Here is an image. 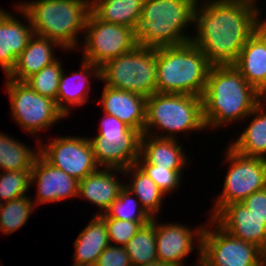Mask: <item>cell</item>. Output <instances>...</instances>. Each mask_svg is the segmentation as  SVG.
<instances>
[{
  "instance_id": "obj_1",
  "label": "cell",
  "mask_w": 266,
  "mask_h": 266,
  "mask_svg": "<svg viewBox=\"0 0 266 266\" xmlns=\"http://www.w3.org/2000/svg\"><path fill=\"white\" fill-rule=\"evenodd\" d=\"M256 0H204L194 11L191 41L214 65H233L255 33L260 17Z\"/></svg>"
},
{
  "instance_id": "obj_2",
  "label": "cell",
  "mask_w": 266,
  "mask_h": 266,
  "mask_svg": "<svg viewBox=\"0 0 266 266\" xmlns=\"http://www.w3.org/2000/svg\"><path fill=\"white\" fill-rule=\"evenodd\" d=\"M264 98L234 65L211 66L202 95L206 129L246 120Z\"/></svg>"
},
{
  "instance_id": "obj_3",
  "label": "cell",
  "mask_w": 266,
  "mask_h": 266,
  "mask_svg": "<svg viewBox=\"0 0 266 266\" xmlns=\"http://www.w3.org/2000/svg\"><path fill=\"white\" fill-rule=\"evenodd\" d=\"M19 6L35 35L55 40L65 51L79 48V32L84 34L91 0H32Z\"/></svg>"
},
{
  "instance_id": "obj_4",
  "label": "cell",
  "mask_w": 266,
  "mask_h": 266,
  "mask_svg": "<svg viewBox=\"0 0 266 266\" xmlns=\"http://www.w3.org/2000/svg\"><path fill=\"white\" fill-rule=\"evenodd\" d=\"M197 2L198 0H144L136 30L137 44L159 48L191 41L192 36L184 31L194 22Z\"/></svg>"
},
{
  "instance_id": "obj_5",
  "label": "cell",
  "mask_w": 266,
  "mask_h": 266,
  "mask_svg": "<svg viewBox=\"0 0 266 266\" xmlns=\"http://www.w3.org/2000/svg\"><path fill=\"white\" fill-rule=\"evenodd\" d=\"M212 65L192 42L158 48L157 93L202 97Z\"/></svg>"
},
{
  "instance_id": "obj_6",
  "label": "cell",
  "mask_w": 266,
  "mask_h": 266,
  "mask_svg": "<svg viewBox=\"0 0 266 266\" xmlns=\"http://www.w3.org/2000/svg\"><path fill=\"white\" fill-rule=\"evenodd\" d=\"M154 128L163 132L159 134L157 132V136L154 134ZM205 128L202 97L156 92L146 98L143 134L157 138L176 139L177 133L184 131L190 133L191 130L202 131ZM163 133L165 134L163 135Z\"/></svg>"
},
{
  "instance_id": "obj_7",
  "label": "cell",
  "mask_w": 266,
  "mask_h": 266,
  "mask_svg": "<svg viewBox=\"0 0 266 266\" xmlns=\"http://www.w3.org/2000/svg\"><path fill=\"white\" fill-rule=\"evenodd\" d=\"M157 76L158 48L137 45L100 67V80L106 86L138 93L146 98L157 92Z\"/></svg>"
},
{
  "instance_id": "obj_8",
  "label": "cell",
  "mask_w": 266,
  "mask_h": 266,
  "mask_svg": "<svg viewBox=\"0 0 266 266\" xmlns=\"http://www.w3.org/2000/svg\"><path fill=\"white\" fill-rule=\"evenodd\" d=\"M201 237V262L204 266H264L266 254L253 243L233 237L211 218ZM215 225L214 229H210Z\"/></svg>"
},
{
  "instance_id": "obj_9",
  "label": "cell",
  "mask_w": 266,
  "mask_h": 266,
  "mask_svg": "<svg viewBox=\"0 0 266 266\" xmlns=\"http://www.w3.org/2000/svg\"><path fill=\"white\" fill-rule=\"evenodd\" d=\"M6 80L12 118L30 135L51 129L57 121L66 118L51 98L38 94L24 81H16L7 76Z\"/></svg>"
},
{
  "instance_id": "obj_10",
  "label": "cell",
  "mask_w": 266,
  "mask_h": 266,
  "mask_svg": "<svg viewBox=\"0 0 266 266\" xmlns=\"http://www.w3.org/2000/svg\"><path fill=\"white\" fill-rule=\"evenodd\" d=\"M225 154L230 166L225 176L224 191L214 201L210 218L225 205L242 202L254 192L266 188V159L241 155L230 146Z\"/></svg>"
},
{
  "instance_id": "obj_11",
  "label": "cell",
  "mask_w": 266,
  "mask_h": 266,
  "mask_svg": "<svg viewBox=\"0 0 266 266\" xmlns=\"http://www.w3.org/2000/svg\"><path fill=\"white\" fill-rule=\"evenodd\" d=\"M84 33L82 59L100 67L138 45L134 29L101 21L92 12L88 16Z\"/></svg>"
},
{
  "instance_id": "obj_12",
  "label": "cell",
  "mask_w": 266,
  "mask_h": 266,
  "mask_svg": "<svg viewBox=\"0 0 266 266\" xmlns=\"http://www.w3.org/2000/svg\"><path fill=\"white\" fill-rule=\"evenodd\" d=\"M39 144V154L53 167L80 181L100 167L94 158L89 138L65 136L52 138L50 143ZM44 144V146H43Z\"/></svg>"
},
{
  "instance_id": "obj_13",
  "label": "cell",
  "mask_w": 266,
  "mask_h": 266,
  "mask_svg": "<svg viewBox=\"0 0 266 266\" xmlns=\"http://www.w3.org/2000/svg\"><path fill=\"white\" fill-rule=\"evenodd\" d=\"M156 219L155 217L158 261L172 266H184L183 261L194 250L193 241L196 239L195 242L198 245L196 249H199L198 254H201V237L204 225L192 230V228L179 223H157Z\"/></svg>"
},
{
  "instance_id": "obj_14",
  "label": "cell",
  "mask_w": 266,
  "mask_h": 266,
  "mask_svg": "<svg viewBox=\"0 0 266 266\" xmlns=\"http://www.w3.org/2000/svg\"><path fill=\"white\" fill-rule=\"evenodd\" d=\"M141 136L139 131L131 129L127 134L89 137L97 165L124 170L136 164L140 157Z\"/></svg>"
},
{
  "instance_id": "obj_15",
  "label": "cell",
  "mask_w": 266,
  "mask_h": 266,
  "mask_svg": "<svg viewBox=\"0 0 266 266\" xmlns=\"http://www.w3.org/2000/svg\"><path fill=\"white\" fill-rule=\"evenodd\" d=\"M211 219L233 237L253 243L266 254V223L243 202L225 205Z\"/></svg>"
},
{
  "instance_id": "obj_16",
  "label": "cell",
  "mask_w": 266,
  "mask_h": 266,
  "mask_svg": "<svg viewBox=\"0 0 266 266\" xmlns=\"http://www.w3.org/2000/svg\"><path fill=\"white\" fill-rule=\"evenodd\" d=\"M37 184V200L34 205L60 202L78 196L79 181L64 171L53 167L40 154L36 157L31 170V184Z\"/></svg>"
},
{
  "instance_id": "obj_17",
  "label": "cell",
  "mask_w": 266,
  "mask_h": 266,
  "mask_svg": "<svg viewBox=\"0 0 266 266\" xmlns=\"http://www.w3.org/2000/svg\"><path fill=\"white\" fill-rule=\"evenodd\" d=\"M16 9L25 17L24 25L7 11L0 13V66L8 76L16 65L17 58L26 48L34 32L27 13L19 6Z\"/></svg>"
},
{
  "instance_id": "obj_18",
  "label": "cell",
  "mask_w": 266,
  "mask_h": 266,
  "mask_svg": "<svg viewBox=\"0 0 266 266\" xmlns=\"http://www.w3.org/2000/svg\"><path fill=\"white\" fill-rule=\"evenodd\" d=\"M102 99L98 102L104 114L115 116L129 128L144 133L146 97L104 85Z\"/></svg>"
},
{
  "instance_id": "obj_19",
  "label": "cell",
  "mask_w": 266,
  "mask_h": 266,
  "mask_svg": "<svg viewBox=\"0 0 266 266\" xmlns=\"http://www.w3.org/2000/svg\"><path fill=\"white\" fill-rule=\"evenodd\" d=\"M117 172L123 174L121 169L103 167L79 181L78 197L82 196L100 208L97 215L104 214L110 208L125 186L117 178Z\"/></svg>"
},
{
  "instance_id": "obj_20",
  "label": "cell",
  "mask_w": 266,
  "mask_h": 266,
  "mask_svg": "<svg viewBox=\"0 0 266 266\" xmlns=\"http://www.w3.org/2000/svg\"><path fill=\"white\" fill-rule=\"evenodd\" d=\"M81 64L80 73L79 71H74L73 75H69V77L66 76V73L64 74L62 70L59 77L57 99L55 102L58 109L66 117H68L71 107H79L87 102V98H89L88 93L91 90V85L88 82L90 80L89 77L93 76L95 79L98 78V80H100V66L92 64L84 59Z\"/></svg>"
},
{
  "instance_id": "obj_21",
  "label": "cell",
  "mask_w": 266,
  "mask_h": 266,
  "mask_svg": "<svg viewBox=\"0 0 266 266\" xmlns=\"http://www.w3.org/2000/svg\"><path fill=\"white\" fill-rule=\"evenodd\" d=\"M233 65L266 98V40L257 31L246 41Z\"/></svg>"
},
{
  "instance_id": "obj_22",
  "label": "cell",
  "mask_w": 266,
  "mask_h": 266,
  "mask_svg": "<svg viewBox=\"0 0 266 266\" xmlns=\"http://www.w3.org/2000/svg\"><path fill=\"white\" fill-rule=\"evenodd\" d=\"M56 47L65 50L55 40L33 34L26 48L17 58L14 69L7 77L16 81H25L32 74L57 60L53 54Z\"/></svg>"
},
{
  "instance_id": "obj_23",
  "label": "cell",
  "mask_w": 266,
  "mask_h": 266,
  "mask_svg": "<svg viewBox=\"0 0 266 266\" xmlns=\"http://www.w3.org/2000/svg\"><path fill=\"white\" fill-rule=\"evenodd\" d=\"M176 139L157 138L143 134L140 140V157L150 165L182 170L187 165V156Z\"/></svg>"
},
{
  "instance_id": "obj_24",
  "label": "cell",
  "mask_w": 266,
  "mask_h": 266,
  "mask_svg": "<svg viewBox=\"0 0 266 266\" xmlns=\"http://www.w3.org/2000/svg\"><path fill=\"white\" fill-rule=\"evenodd\" d=\"M110 245L104 218L94 215L90 223L79 233L74 242L75 264L95 265L99 255Z\"/></svg>"
},
{
  "instance_id": "obj_25",
  "label": "cell",
  "mask_w": 266,
  "mask_h": 266,
  "mask_svg": "<svg viewBox=\"0 0 266 266\" xmlns=\"http://www.w3.org/2000/svg\"><path fill=\"white\" fill-rule=\"evenodd\" d=\"M266 98L247 116L254 117L249 125L230 145L241 155L266 159Z\"/></svg>"
},
{
  "instance_id": "obj_26",
  "label": "cell",
  "mask_w": 266,
  "mask_h": 266,
  "mask_svg": "<svg viewBox=\"0 0 266 266\" xmlns=\"http://www.w3.org/2000/svg\"><path fill=\"white\" fill-rule=\"evenodd\" d=\"M144 0H91V12L101 21L137 30Z\"/></svg>"
},
{
  "instance_id": "obj_27",
  "label": "cell",
  "mask_w": 266,
  "mask_h": 266,
  "mask_svg": "<svg viewBox=\"0 0 266 266\" xmlns=\"http://www.w3.org/2000/svg\"><path fill=\"white\" fill-rule=\"evenodd\" d=\"M123 174H131L129 176L131 181L126 183L125 187L137 197L141 206L152 218L157 217L156 213L162 207L161 203L166 194L137 164L124 169Z\"/></svg>"
},
{
  "instance_id": "obj_28",
  "label": "cell",
  "mask_w": 266,
  "mask_h": 266,
  "mask_svg": "<svg viewBox=\"0 0 266 266\" xmlns=\"http://www.w3.org/2000/svg\"><path fill=\"white\" fill-rule=\"evenodd\" d=\"M38 155L39 147L36 151L31 150L24 143L0 132V169L3 171L32 170Z\"/></svg>"
},
{
  "instance_id": "obj_29",
  "label": "cell",
  "mask_w": 266,
  "mask_h": 266,
  "mask_svg": "<svg viewBox=\"0 0 266 266\" xmlns=\"http://www.w3.org/2000/svg\"><path fill=\"white\" fill-rule=\"evenodd\" d=\"M132 266L158 261L156 252L155 218L142 225L138 232L124 246Z\"/></svg>"
},
{
  "instance_id": "obj_30",
  "label": "cell",
  "mask_w": 266,
  "mask_h": 266,
  "mask_svg": "<svg viewBox=\"0 0 266 266\" xmlns=\"http://www.w3.org/2000/svg\"><path fill=\"white\" fill-rule=\"evenodd\" d=\"M28 195L0 204V231L8 235L26 224L34 210V203Z\"/></svg>"
},
{
  "instance_id": "obj_31",
  "label": "cell",
  "mask_w": 266,
  "mask_h": 266,
  "mask_svg": "<svg viewBox=\"0 0 266 266\" xmlns=\"http://www.w3.org/2000/svg\"><path fill=\"white\" fill-rule=\"evenodd\" d=\"M125 186L119 197L110 205L105 212L109 218L128 220L131 222H149L152 217L144 210L139 200Z\"/></svg>"
},
{
  "instance_id": "obj_32",
  "label": "cell",
  "mask_w": 266,
  "mask_h": 266,
  "mask_svg": "<svg viewBox=\"0 0 266 266\" xmlns=\"http://www.w3.org/2000/svg\"><path fill=\"white\" fill-rule=\"evenodd\" d=\"M62 62L56 60L51 65L43 67L39 72L32 74L24 82L42 96L56 101L59 77L62 72Z\"/></svg>"
},
{
  "instance_id": "obj_33",
  "label": "cell",
  "mask_w": 266,
  "mask_h": 266,
  "mask_svg": "<svg viewBox=\"0 0 266 266\" xmlns=\"http://www.w3.org/2000/svg\"><path fill=\"white\" fill-rule=\"evenodd\" d=\"M30 187L31 170L3 171L0 173V204L26 196Z\"/></svg>"
},
{
  "instance_id": "obj_34",
  "label": "cell",
  "mask_w": 266,
  "mask_h": 266,
  "mask_svg": "<svg viewBox=\"0 0 266 266\" xmlns=\"http://www.w3.org/2000/svg\"><path fill=\"white\" fill-rule=\"evenodd\" d=\"M167 195L180 186L182 170H169L166 167L147 164L141 157L136 163Z\"/></svg>"
},
{
  "instance_id": "obj_35",
  "label": "cell",
  "mask_w": 266,
  "mask_h": 266,
  "mask_svg": "<svg viewBox=\"0 0 266 266\" xmlns=\"http://www.w3.org/2000/svg\"><path fill=\"white\" fill-rule=\"evenodd\" d=\"M106 223L110 245L124 247L127 242L138 232L142 225L148 222H131L128 220H120L109 218L105 213L100 214Z\"/></svg>"
},
{
  "instance_id": "obj_36",
  "label": "cell",
  "mask_w": 266,
  "mask_h": 266,
  "mask_svg": "<svg viewBox=\"0 0 266 266\" xmlns=\"http://www.w3.org/2000/svg\"><path fill=\"white\" fill-rule=\"evenodd\" d=\"M95 266H132L125 247L109 245L98 257Z\"/></svg>"
},
{
  "instance_id": "obj_37",
  "label": "cell",
  "mask_w": 266,
  "mask_h": 266,
  "mask_svg": "<svg viewBox=\"0 0 266 266\" xmlns=\"http://www.w3.org/2000/svg\"><path fill=\"white\" fill-rule=\"evenodd\" d=\"M242 202L252 214L266 223V188L254 192Z\"/></svg>"
},
{
  "instance_id": "obj_38",
  "label": "cell",
  "mask_w": 266,
  "mask_h": 266,
  "mask_svg": "<svg viewBox=\"0 0 266 266\" xmlns=\"http://www.w3.org/2000/svg\"><path fill=\"white\" fill-rule=\"evenodd\" d=\"M100 125L98 135L127 134L131 130V128L118 120L115 116L108 114L104 115Z\"/></svg>"
},
{
  "instance_id": "obj_39",
  "label": "cell",
  "mask_w": 266,
  "mask_h": 266,
  "mask_svg": "<svg viewBox=\"0 0 266 266\" xmlns=\"http://www.w3.org/2000/svg\"><path fill=\"white\" fill-rule=\"evenodd\" d=\"M256 31L266 40V19H260Z\"/></svg>"
},
{
  "instance_id": "obj_40",
  "label": "cell",
  "mask_w": 266,
  "mask_h": 266,
  "mask_svg": "<svg viewBox=\"0 0 266 266\" xmlns=\"http://www.w3.org/2000/svg\"><path fill=\"white\" fill-rule=\"evenodd\" d=\"M139 266H172V265H169V264H166V263H162L160 261H156V262H153V263H150V264H144V265H139Z\"/></svg>"
},
{
  "instance_id": "obj_41",
  "label": "cell",
  "mask_w": 266,
  "mask_h": 266,
  "mask_svg": "<svg viewBox=\"0 0 266 266\" xmlns=\"http://www.w3.org/2000/svg\"><path fill=\"white\" fill-rule=\"evenodd\" d=\"M198 263H195L197 264V266H204V264L201 262V254H199V257H198Z\"/></svg>"
},
{
  "instance_id": "obj_42",
  "label": "cell",
  "mask_w": 266,
  "mask_h": 266,
  "mask_svg": "<svg viewBox=\"0 0 266 266\" xmlns=\"http://www.w3.org/2000/svg\"><path fill=\"white\" fill-rule=\"evenodd\" d=\"M73 266H95V265H91V264H73Z\"/></svg>"
}]
</instances>
